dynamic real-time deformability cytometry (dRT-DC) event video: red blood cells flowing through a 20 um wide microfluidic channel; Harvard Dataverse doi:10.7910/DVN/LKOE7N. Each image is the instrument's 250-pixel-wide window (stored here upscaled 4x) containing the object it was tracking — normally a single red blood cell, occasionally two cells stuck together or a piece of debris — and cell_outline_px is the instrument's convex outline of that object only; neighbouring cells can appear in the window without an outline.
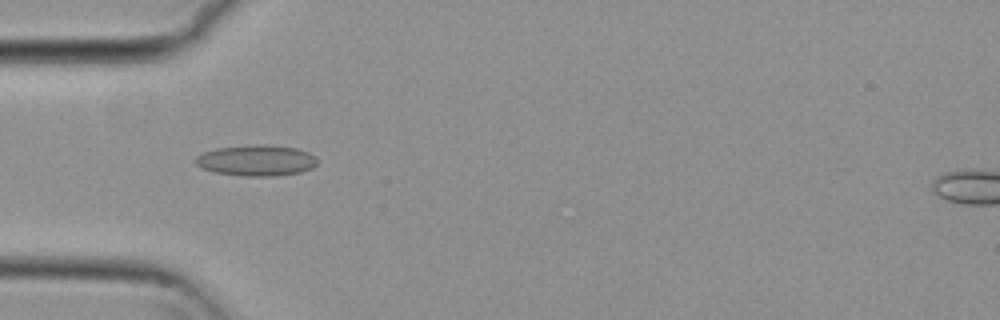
{"species": "common noctule bat (a hibernating species)", "species_latin": "Nyctalus noctula", "temperature_condition": "cold", "stored_images_in_passage": 36, "camera_frame_rate_fps": 3000, "um_per_image_px": 0.085, "animal": {"sex": "female", "body_mass_g": 29.2, "forearm_length_mm": 56.3}, "frame": {"image": 1, "passage_image": 4, "time_ms": 1.0, "image_size_px": [1000, 320], "cell_outline_px": [[316, 164], [312, 168], [300, 172], [276, 176], [240, 176], [212, 172], [200, 168], [196, 164], [196, 156], [204, 152], [216, 148], [256, 144], [268, 144], [296, 148], [308, 152], [316, 156]], "centroid_in_image_um": [21.78, 13.64], "position_along_channel_um": 63.2, "area_um2": 22.2}}
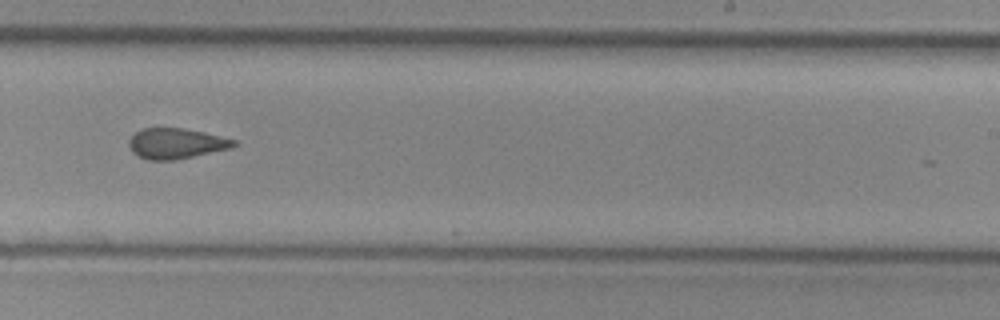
{"frame": {"image": 2, "passage_image": 21, "time_ms": 6.667, "image_size_px": [1000, 320], "cell_outline_px": [[236, 144], [232, 148], [176, 160], [148, 160], [136, 156], [132, 152], [128, 144], [128, 140], [140, 128], [184, 128], [204, 132], [236, 140]], "centroid_in_image_um": [14.94, 12.2], "position_along_channel_um": 274.1, "area_um2": 18.79}}
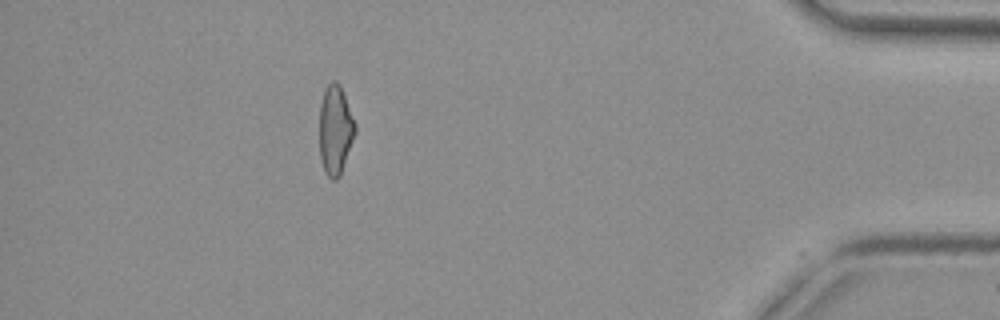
{"frame": {"image": 3, "passage_image": 36, "time_ms": 11.667, "image_size_px": [1000, 320], "cell_outline_px": [[356, 132], [340, 176], [336, 180], [332, 180], [324, 172], [320, 156], [320, 104], [324, 92], [328, 84], [332, 80], [336, 80], [340, 84], [356, 124]], "centroid_in_image_um": [28.51, 11.05], "position_along_channel_um": 406.7, "area_um2": 18.61}, "authors_computed_cell_mechanics": {"area_um2": 19.3341, "velocity_mm_per_s": 3.7452, "shape_relaxation_time_tau1_ms": null, "shape_relaxation_time_tau2_ms": 4.6427, "deformation_change_tau1": null, "deformation_change_tau2": 0.1153}}